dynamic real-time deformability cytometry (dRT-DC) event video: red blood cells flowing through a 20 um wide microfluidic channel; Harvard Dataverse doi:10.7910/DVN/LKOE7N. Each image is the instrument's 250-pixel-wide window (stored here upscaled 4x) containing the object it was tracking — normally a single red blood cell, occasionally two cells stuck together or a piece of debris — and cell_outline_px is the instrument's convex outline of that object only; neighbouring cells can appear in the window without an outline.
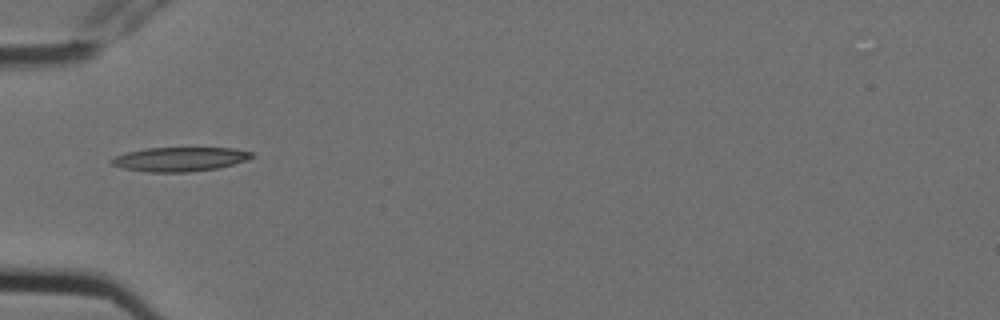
{"species": "Egyptian fruit bat (a non-hibernating species)", "species_latin": "Rousettus aegyptiacus", "temperature_condition": "cold", "stored_images_in_passage": 6, "segment_of_instrument_passage": [2, 2], "camera_frame_rate_fps": 3000, "um_per_image_px": 0.085, "animal": {"sex": "female"}, "frame": {"image": 1, "passage_image": 5, "time_ms": 1.333, "image_size_px": [1000, 320], "cell_outline_px": [[256, 156], [220, 168], [188, 172], [148, 172], [124, 168], [112, 164], [112, 160], [116, 156], [128, 152], [148, 148], [232, 148], [252, 152]], "centroid_in_image_um": [15.33, 13.53], "position_along_channel_um": 69.7, "area_um2": 19.48}}
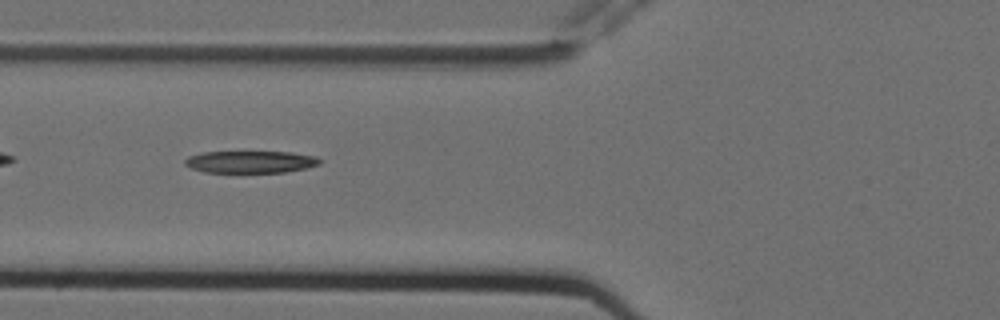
{"frame": {"image": 2, "passage_image": 6, "time_ms": 1.667, "image_size_px": [1000, 320], "cell_outline_px": [[320, 164], [304, 168], [284, 172], [204, 172], [192, 168], [184, 164], [184, 160], [188, 156], [200, 152], [292, 152], [316, 156], [320, 160]], "centroid_in_image_um": [21.26, 13.75], "position_along_channel_um": 104.5, "area_um2": 17.28}}